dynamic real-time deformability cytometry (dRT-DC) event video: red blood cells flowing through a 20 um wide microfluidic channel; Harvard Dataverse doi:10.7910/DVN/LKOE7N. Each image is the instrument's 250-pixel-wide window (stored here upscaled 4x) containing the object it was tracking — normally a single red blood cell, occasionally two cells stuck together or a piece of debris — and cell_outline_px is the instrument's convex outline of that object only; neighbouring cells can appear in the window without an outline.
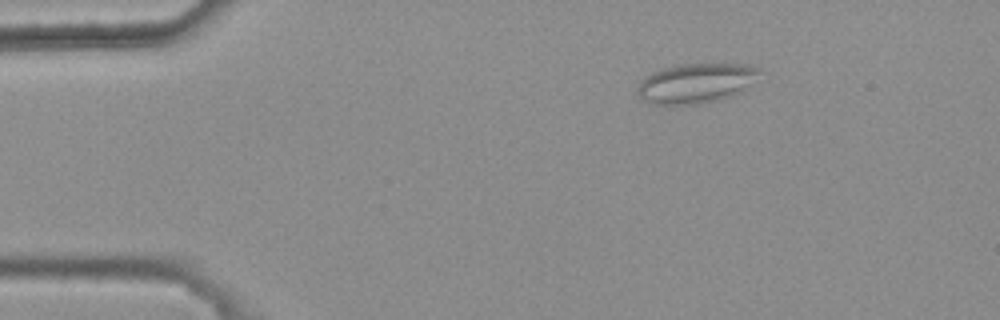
{"species": "common noctule bat (a hibernating species)", "species_latin": "Nyctalus noctula", "temperature_condition": "warm", "stored_images_in_passage": 3, "camera_frame_rate_fps": 3000, "um_per_image_px": 0.085, "animal": {"sex": "female", "body_mass_g": 25.1}, "frame": {"image": 1, "passage_image": 1, "time_ms": 0.0, "image_size_px": [1000, 320], "cell_outline_px": [[760, 72], [744, 92], [720, 100], [700, 104], [664, 108], [652, 104], [644, 100], [636, 92], [636, 88], [640, 80], [644, 76], [660, 68], [676, 64], [752, 64], [760, 68]], "centroid_in_image_um": [59.11, 7.11], "position_along_channel_um": 25.9, "area_um2": 29.48}}